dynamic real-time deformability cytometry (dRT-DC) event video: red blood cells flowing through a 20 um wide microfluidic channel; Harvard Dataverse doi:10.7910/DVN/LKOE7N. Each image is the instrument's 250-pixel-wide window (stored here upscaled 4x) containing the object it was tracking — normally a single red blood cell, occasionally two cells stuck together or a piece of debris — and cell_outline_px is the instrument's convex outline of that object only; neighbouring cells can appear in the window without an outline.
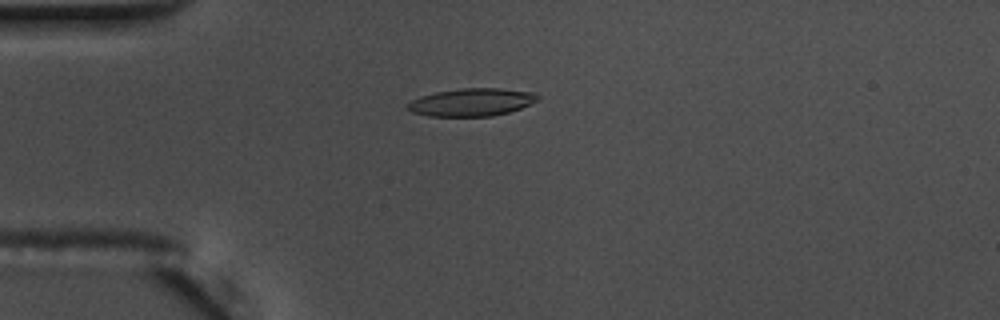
{"species": "common noctule bat (a hibernating species)", "species_latin": "Nyctalus noctula", "temperature_condition": "warm", "stored_images_in_passage": 56, "camera_frame_rate_fps": 3000, "um_per_image_px": 0.085, "animal": {"sex": "male", "body_mass_g": 17.5, "forearm_length_mm": 52.3}, "frame": {"image": 1, "passage_image": 15, "time_ms": 4.667, "image_size_px": [1000, 320], "cell_outline_px": [[540, 100], [520, 108], [508, 112], [492, 116], [428, 116], [412, 112], [404, 108], [412, 100], [420, 96], [436, 92], [460, 88], [500, 88], [536, 92], [540, 96]], "centroid_in_image_um": [40.11, 8.68], "position_along_channel_um": 44.9, "area_um2": 21.21}}
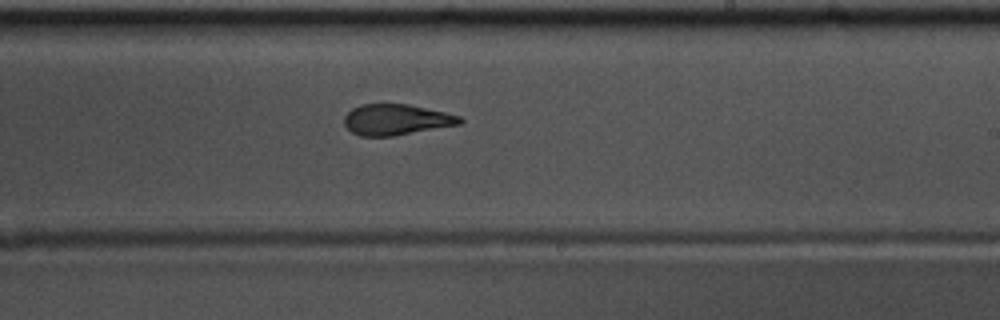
{"frame": {"image": 2, "passage_image": 34, "time_ms": 11.0, "image_size_px": [1000, 320], "cell_outline_px": [[464, 120], [460, 124], [392, 136], [360, 136], [352, 132], [344, 124], [344, 116], [352, 108], [360, 104], [408, 104], [444, 112], [460, 116]], "centroid_in_image_um": [33.65, 10.16], "position_along_channel_um": 255.3, "area_um2": 20.63}}
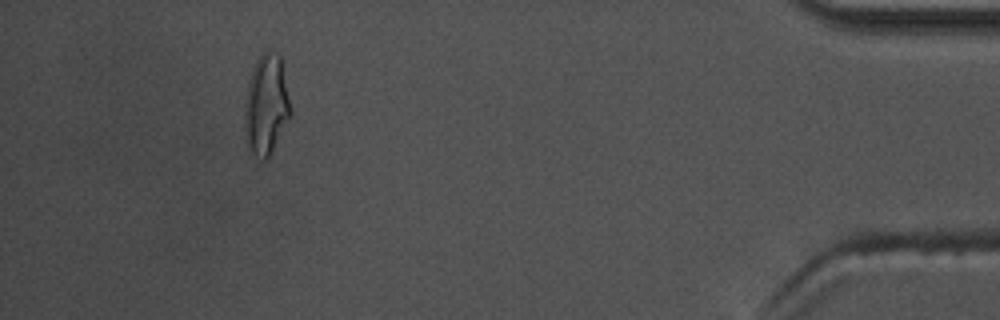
{"frame": {"image": 3, "passage_image": 52, "time_ms": 17.0, "image_size_px": [1000, 320], "cell_outline_px": [[292, 112], [268, 156], [264, 160], [256, 156], [248, 148], [244, 128], [244, 104], [248, 80], [252, 68], [256, 60], [264, 52], [268, 52], [280, 56]], "centroid_in_image_um": [22.59, 8.91], "position_along_channel_um": 412.6, "area_um2": 26.36}, "authors_computed_cell_mechanics": {"area_um2": 21.4149, "velocity_mm_per_s": 3.6421, "shape_relaxation_time_tau1_ms": 6.2045, "shape_relaxation_time_tau2_ms": 1.7136, "deformation_change_tau1": 0.217, "deformation_change_tau2": 0.1139}}